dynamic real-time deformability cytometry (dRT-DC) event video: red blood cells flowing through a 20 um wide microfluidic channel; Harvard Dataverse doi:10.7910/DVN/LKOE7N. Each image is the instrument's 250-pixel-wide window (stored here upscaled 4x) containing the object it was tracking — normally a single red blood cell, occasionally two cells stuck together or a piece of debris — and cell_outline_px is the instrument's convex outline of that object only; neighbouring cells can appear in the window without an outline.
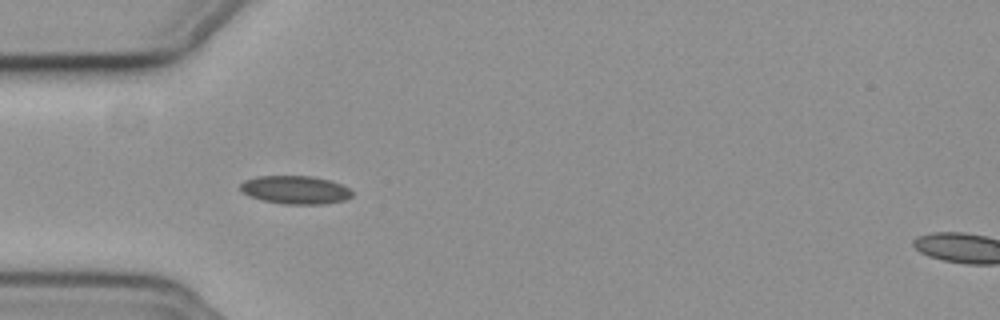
{"species": "common noctule bat (a hibernating species)", "species_latin": "Nyctalus noctula", "temperature_condition": "cold", "stored_images_in_passage": 39, "camera_frame_rate_fps": 3000, "um_per_image_px": 0.085, "animal": {"sex": "female", "body_mass_g": 19.3, "forearm_length_mm": 54.1}, "frame": {"image": 1, "passage_image": 1, "time_ms": 0.0, "image_size_px": [1000, 320], "cell_outline_px": [[352, 196], [344, 200], [324, 204], [284, 204], [264, 200], [248, 196], [240, 192], [240, 184], [244, 180], [256, 176], [312, 176], [332, 180], [348, 188], [352, 192]], "centroid_in_image_um": [25.07, 16.13], "position_along_channel_um": 59.9, "area_um2": 18.5}}
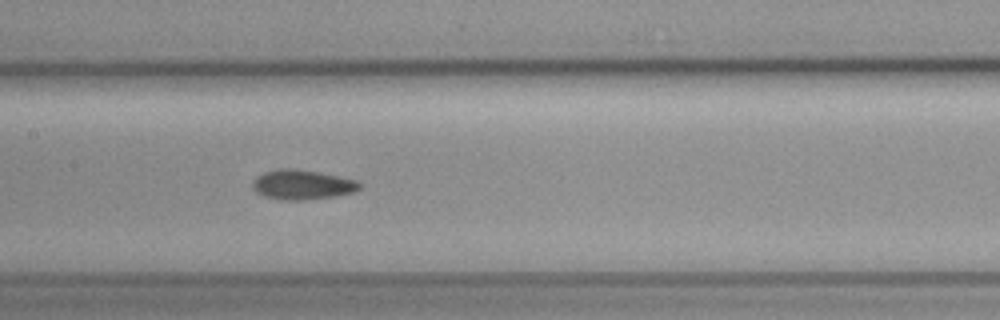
{"frame": {"image": 2, "passage_image": 11, "time_ms": 3.333, "image_size_px": [1000, 320], "cell_outline_px": [[360, 188], [352, 192], [336, 196], [308, 200], [280, 200], [264, 196], [256, 192], [252, 188], [252, 180], [256, 176], [264, 172], [280, 168], [288, 168], [316, 172], [340, 176], [356, 180], [360, 184]], "centroid_in_image_um": [25.64, 15.71], "position_along_channel_um": 181.8, "area_um2": 18.55}}
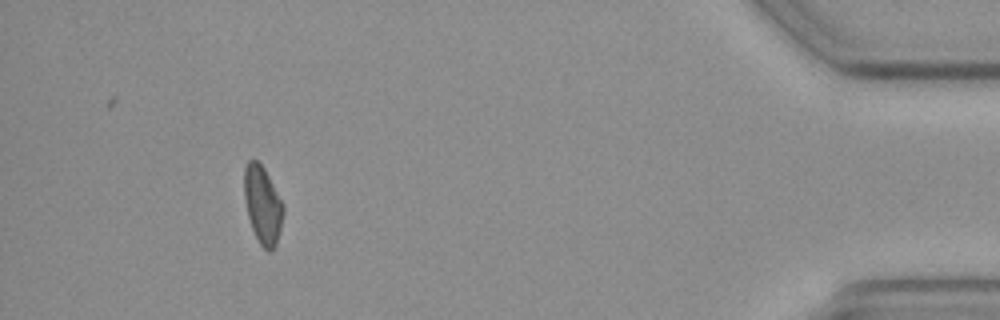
{"frame": {"image": 3, "passage_image": 35, "time_ms": 11.333, "image_size_px": [1000, 320], "cell_outline_px": [[284, 212], [276, 244], [268, 252], [260, 244], [252, 228], [248, 216], [244, 200], [244, 168], [248, 160], [256, 160], [264, 168], [284, 204]], "centroid_in_image_um": [22.32, 17.39], "position_along_channel_um": 412.9, "area_um2": 17.57}}